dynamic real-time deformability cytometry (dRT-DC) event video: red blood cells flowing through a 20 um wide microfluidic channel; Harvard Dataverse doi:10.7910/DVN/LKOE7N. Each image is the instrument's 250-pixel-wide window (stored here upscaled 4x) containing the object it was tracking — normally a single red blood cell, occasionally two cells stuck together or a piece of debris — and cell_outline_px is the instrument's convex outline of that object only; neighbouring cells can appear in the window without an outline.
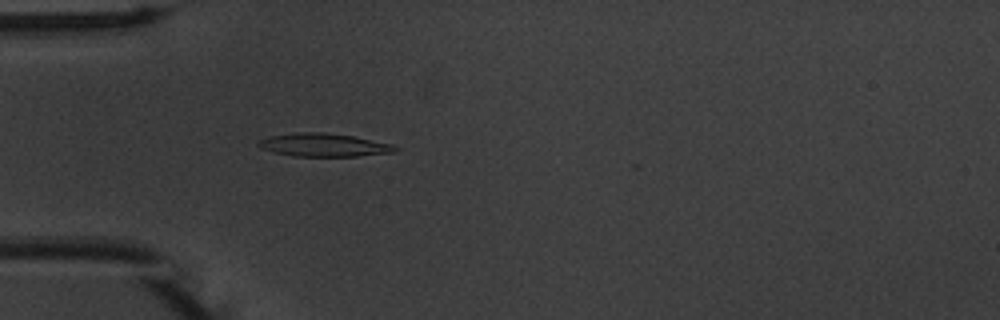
{"species": "common noctule bat (a hibernating species)", "species_latin": "Nyctalus noctula", "temperature_condition": "warm", "stored_images_in_passage": 38, "camera_frame_rate_fps": 3000, "um_per_image_px": 0.085, "animal": {"sex": "male", "body_mass_g": 20.1, "forearm_length_mm": 53.5}, "frame": {"image": 1, "passage_image": 6, "time_ms": 1.667, "image_size_px": [1000, 320], "cell_outline_px": [[400, 148], [396, 152], [356, 156], [292, 156], [260, 148], [256, 144], [260, 140], [268, 136], [296, 132], [324, 132], [352, 136], [392, 144]], "centroid_in_image_um": [27.52, 12.32], "position_along_channel_um": 57.5, "area_um2": 18.44}}
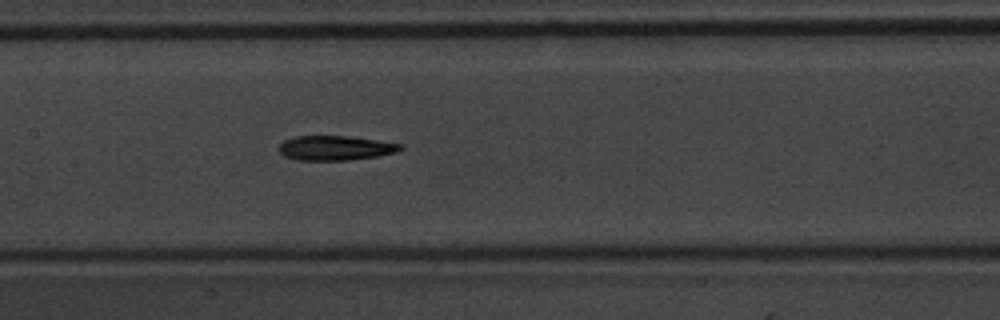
{"frame": {"image": 2, "passage_image": 16, "time_ms": 5.0, "image_size_px": [1000, 320], "cell_outline_px": [[404, 148], [396, 152], [376, 156], [348, 160], [300, 160], [284, 156], [276, 148], [284, 140], [296, 136], [348, 136], [400, 144]], "centroid_in_image_um": [28.45, 12.58], "position_along_channel_um": 179.0, "area_um2": 17.22}}
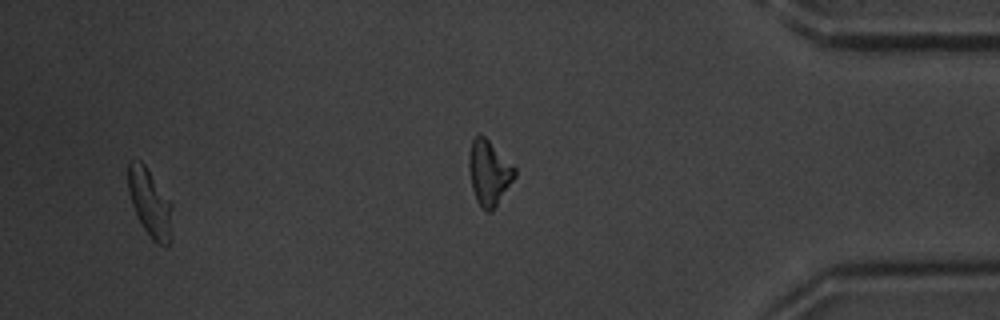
{"frame": {"image": 3, "passage_image": 35, "time_ms": 11.333, "image_size_px": [1000, 320], "cell_outline_px": [[172, 240], [168, 244], [160, 244], [152, 240], [144, 228], [132, 204], [128, 192], [128, 164], [132, 160], [140, 160], [144, 164], [172, 204]], "centroid_in_image_um": [12.76, 17.26], "position_along_channel_um": 422.4, "area_um2": 17.22}, "authors_computed_cell_mechanics": {"area_um2": 17.4556, "velocity_mm_per_s": 3.7772, "shape_relaxation_time_tau1_ms": 3.7315, "shape_relaxation_time_tau2_ms": null, "deformation_change_tau1": 0.1556, "deformation_change_tau2": null}}